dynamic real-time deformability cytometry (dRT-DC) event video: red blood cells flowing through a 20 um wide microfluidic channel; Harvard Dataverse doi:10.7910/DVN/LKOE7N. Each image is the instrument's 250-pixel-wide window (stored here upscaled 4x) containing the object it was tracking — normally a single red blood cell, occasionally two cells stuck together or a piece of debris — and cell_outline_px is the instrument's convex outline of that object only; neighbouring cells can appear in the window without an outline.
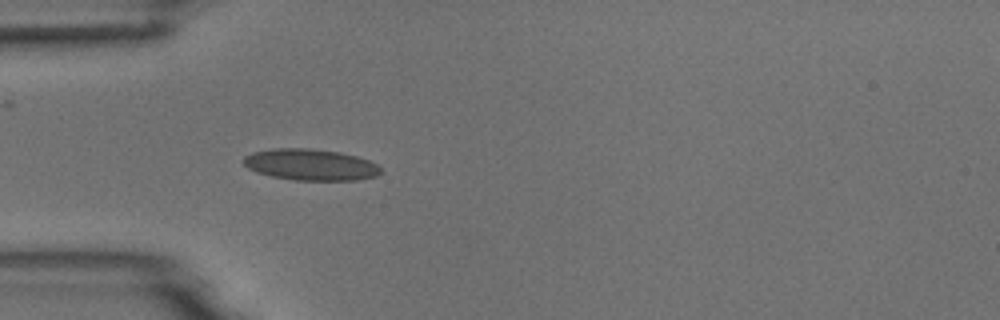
{"species": "common noctule bat (a hibernating species)", "species_latin": "Nyctalus noctula", "temperature_condition": "room temperature", "stored_images_in_passage": 4, "camera_frame_rate_fps": 3000, "um_per_image_px": 0.085, "animal": {"sex": "male", "body_mass_g": 18.8}, "frame": {"image": 1, "passage_image": 4, "time_ms": 3.333, "image_size_px": [1000, 320], "cell_outline_px": [[384, 172], [376, 176], [356, 180], [296, 180], [272, 176], [256, 172], [248, 168], [244, 164], [244, 156], [252, 152], [272, 148], [308, 148], [340, 152], [356, 156], [368, 160], [376, 164]], "centroid_in_image_um": [26.4, 13.99], "position_along_channel_um": 58.6, "area_um2": 25.09}}